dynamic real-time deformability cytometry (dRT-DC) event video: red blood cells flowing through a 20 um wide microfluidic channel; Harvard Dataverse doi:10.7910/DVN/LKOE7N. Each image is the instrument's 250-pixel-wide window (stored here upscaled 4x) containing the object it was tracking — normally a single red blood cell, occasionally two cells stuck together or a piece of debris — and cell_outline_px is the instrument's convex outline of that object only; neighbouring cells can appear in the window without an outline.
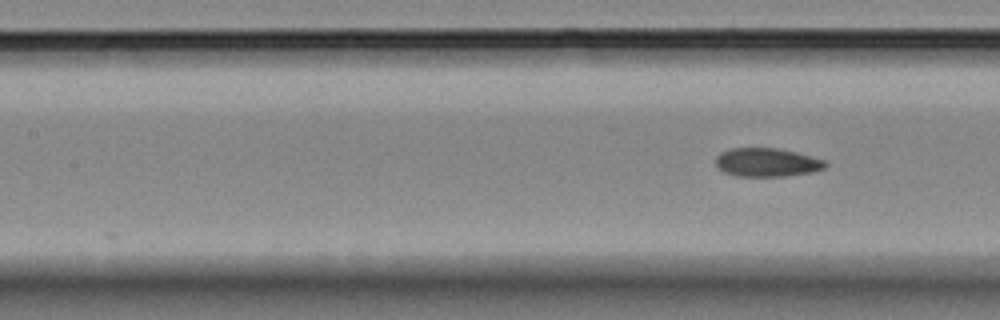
{"species": "Egyptian fruit bat (a non-hibernating species)", "species_latin": "Rousettus aegyptiacus", "temperature_condition": "room temperature", "stored_images_in_passage": 7, "segment_of_instrument_passage": [2, 2], "camera_frame_rate_fps": 3000, "um_per_image_px": 0.085, "animal": {"sex": "female"}, "frame": {"image": 1, "passage_image": 7, "time_ms": 10.333, "image_size_px": [1000, 320], "cell_outline_px": [[828, 164], [824, 168], [812, 172], [784, 176], [736, 176], [724, 172], [716, 164], [716, 156], [720, 152], [732, 148], [776, 148], [796, 152], [824, 160]], "centroid_in_image_um": [65.18, 13.8], "position_along_channel_um": 142.2, "area_um2": 18.15}}